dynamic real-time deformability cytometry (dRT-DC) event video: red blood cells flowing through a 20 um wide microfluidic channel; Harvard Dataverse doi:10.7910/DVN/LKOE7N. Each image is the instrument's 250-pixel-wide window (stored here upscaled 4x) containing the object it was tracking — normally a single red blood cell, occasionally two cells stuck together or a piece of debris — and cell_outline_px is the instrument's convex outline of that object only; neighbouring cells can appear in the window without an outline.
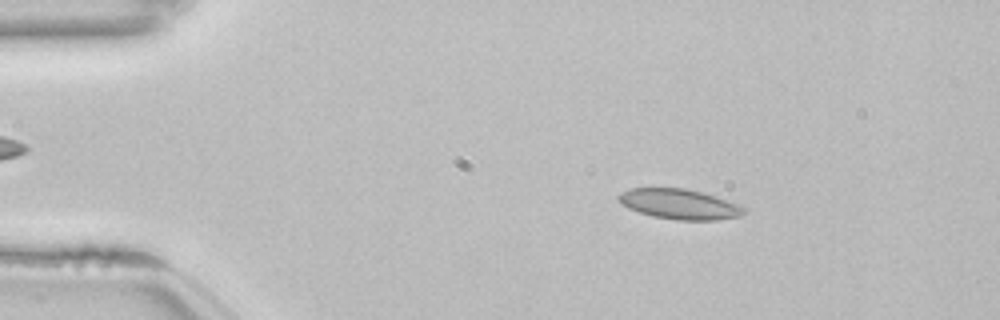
{"species": "common noctule bat (a hibernating species)", "species_latin": "Nyctalus noctula", "temperature_condition": "room temperature", "stored_images_in_passage": 28, "camera_frame_rate_fps": 3000, "um_per_image_px": 0.085, "animal": {"sex": "female", "body_mass_g": 22.7, "forearm_length_mm": 54.2}, "frame": {"image": 1, "passage_image": 8, "time_ms": 2.333, "image_size_px": [1000, 320], "cell_outline_px": [[744, 212], [740, 216], [716, 220], [676, 220], [652, 216], [628, 208], [620, 204], [616, 200], [616, 196], [620, 192], [632, 188], [684, 188], [700, 192], [740, 204], [744, 208]], "centroid_in_image_um": [57.69, 17.35], "position_along_channel_um": 27.3, "area_um2": 22.02}}
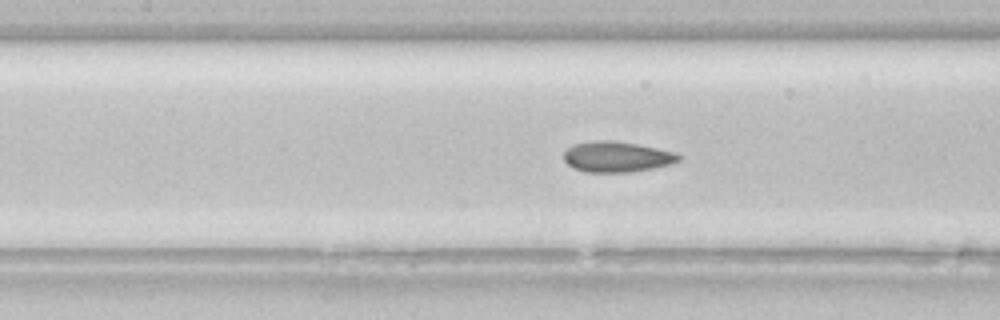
{"frame": {"image": 2, "passage_image": 23, "time_ms": 7.333, "image_size_px": [1000, 320], "cell_outline_px": [[680, 160], [672, 164], [632, 172], [584, 172], [572, 168], [564, 160], [564, 152], [572, 144], [600, 140], [612, 140], [636, 144], [676, 152], [680, 156]], "centroid_in_image_um": [52.41, 13.33], "position_along_channel_um": 155.0, "area_um2": 20.52}}
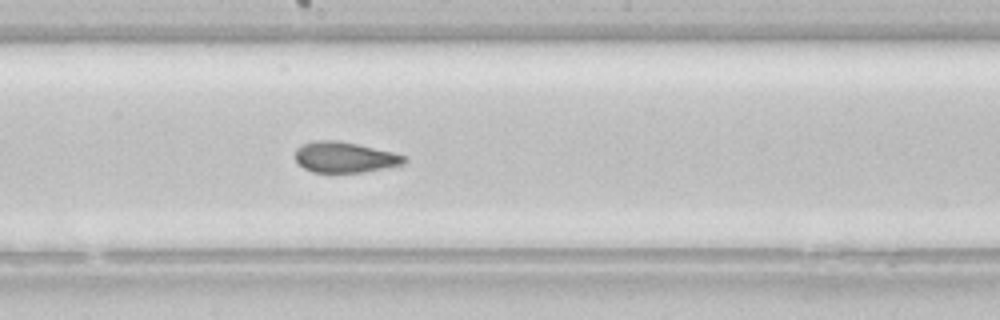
{"frame": {"image": 3, "passage_image": 28, "time_ms": 9.0, "image_size_px": [1000, 320], "cell_outline_px": [[408, 160], [404, 164], [360, 172], [312, 172], [304, 168], [292, 156], [296, 148], [304, 144], [316, 140], [336, 140], [356, 144], [392, 152], [408, 156]], "centroid_in_image_um": [29.28, 13.36], "position_along_channel_um": 218.9, "area_um2": 19.42}}